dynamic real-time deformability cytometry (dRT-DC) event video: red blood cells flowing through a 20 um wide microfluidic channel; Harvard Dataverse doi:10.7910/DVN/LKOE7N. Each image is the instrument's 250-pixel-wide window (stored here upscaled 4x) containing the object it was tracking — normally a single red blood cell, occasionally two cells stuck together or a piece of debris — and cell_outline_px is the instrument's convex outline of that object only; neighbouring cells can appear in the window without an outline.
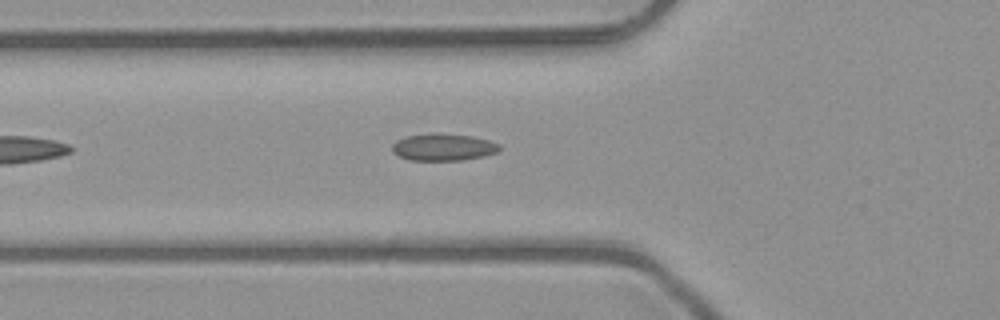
{"species": "common noctule bat (a hibernating species)", "species_latin": "Nyctalus noctula", "temperature_condition": "room temperature", "stored_images_in_passage": 5, "camera_frame_rate_fps": 3000, "um_per_image_px": 0.085, "animal": {"sex": "male", "body_mass_g": 23.1, "forearm_length_mm": 52.7}, "frame": {"image": 1, "passage_image": 5, "time_ms": 1.333, "image_size_px": [1000, 320], "cell_outline_px": [[500, 148], [496, 152], [484, 156], [464, 160], [408, 160], [392, 152], [392, 144], [396, 140], [408, 136], [472, 136], [488, 140], [500, 144]], "centroid_in_image_um": [37.69, 12.56], "position_along_channel_um": 88.1, "area_um2": 16.07}}